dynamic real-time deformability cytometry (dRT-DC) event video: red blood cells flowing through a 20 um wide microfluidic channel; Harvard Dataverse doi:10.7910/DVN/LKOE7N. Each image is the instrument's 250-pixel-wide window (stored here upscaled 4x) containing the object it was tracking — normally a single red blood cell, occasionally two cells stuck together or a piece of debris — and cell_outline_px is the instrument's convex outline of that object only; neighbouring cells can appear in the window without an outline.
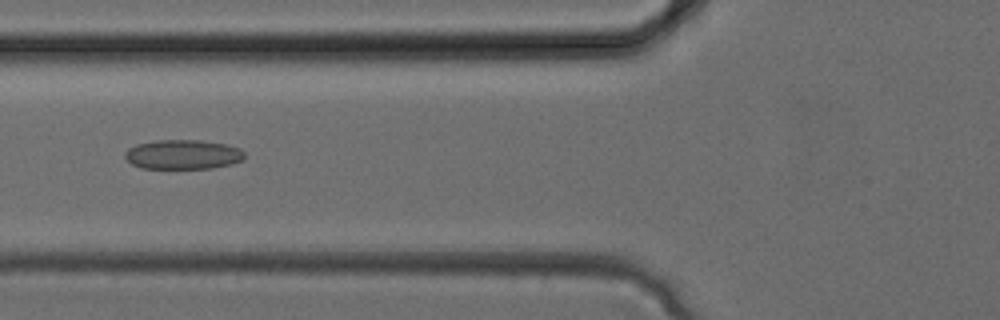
{"species": "common noctule bat (a hibernating species)", "species_latin": "Nyctalus noctula", "temperature_condition": "cold", "stored_images_in_passage": 25, "camera_frame_rate_fps": 3000, "um_per_image_px": 0.085, "animal": {"sex": "female", "body_mass_g": 24.6, "forearm_length_mm": 56.2}, "frame": {"image": 1, "passage_image": 5, "time_ms": 1.333, "image_size_px": [1000, 320], "cell_outline_px": [[244, 160], [232, 164], [212, 168], [140, 168], [132, 164], [124, 156], [124, 152], [128, 148], [136, 144], [156, 140], [200, 140], [228, 144], [240, 148], [244, 152]], "centroid_in_image_um": [15.56, 13.12], "position_along_channel_um": 110.2, "area_um2": 20.75}}
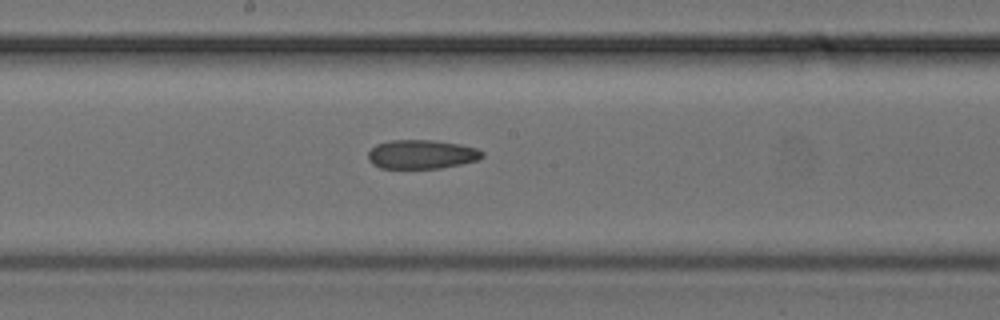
{"frame": {"image": 2, "passage_image": 10, "time_ms": 3.0, "image_size_px": [1000, 320], "cell_outline_px": [[484, 156], [476, 160], [460, 164], [440, 168], [380, 168], [372, 164], [368, 160], [368, 152], [376, 144], [392, 140], [432, 140], [460, 144], [476, 148], [484, 152]], "centroid_in_image_um": [35.82, 13.11], "position_along_channel_um": 212.4, "area_um2": 19.25}}
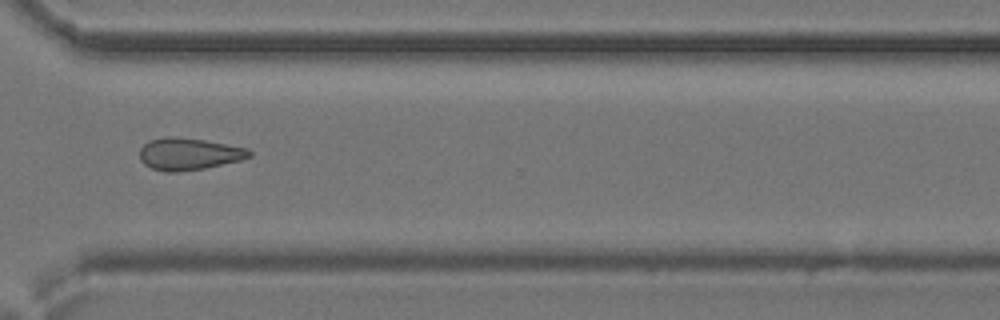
{"frame": {"image": 3, "passage_image": 17, "time_ms": 5.333, "image_size_px": [1000, 320], "cell_outline_px": [[252, 156], [240, 160], [204, 168], [176, 172], [164, 172], [152, 168], [144, 164], [140, 160], [140, 148], [148, 140], [164, 136], [168, 136], [204, 140], [248, 148], [252, 152]], "centroid_in_image_um": [16.03, 13.08], "position_along_channel_um": 354.6, "area_um2": 20.46}}